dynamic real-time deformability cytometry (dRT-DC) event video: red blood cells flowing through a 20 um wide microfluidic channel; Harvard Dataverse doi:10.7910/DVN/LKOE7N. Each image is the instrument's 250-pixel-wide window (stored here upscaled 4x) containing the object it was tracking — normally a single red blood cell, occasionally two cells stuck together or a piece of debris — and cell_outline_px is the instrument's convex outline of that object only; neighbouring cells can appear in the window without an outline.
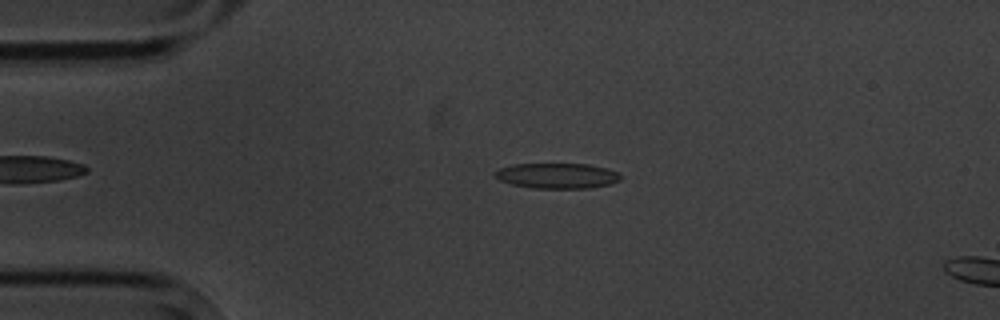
{"species": "common noctule bat (a hibernating species)", "species_latin": "Nyctalus noctula", "temperature_condition": "cold", "stored_images_in_passage": 3, "camera_frame_rate_fps": 3000, "um_per_image_px": 0.085, "animal": {"sex": "male", "body_mass_g": 20.1, "forearm_length_mm": 53.5}, "frame": {"image": 1, "passage_image": 2, "time_ms": 1.0, "image_size_px": [1000, 320], "cell_outline_px": [[620, 180], [612, 184], [588, 188], [532, 188], [512, 184], [500, 180], [492, 172], [500, 168], [512, 164], [588, 164], [608, 168], [616, 172], [620, 176]], "centroid_in_image_um": [47.36, 14.94], "position_along_channel_um": 37.6, "area_um2": 18.55}}